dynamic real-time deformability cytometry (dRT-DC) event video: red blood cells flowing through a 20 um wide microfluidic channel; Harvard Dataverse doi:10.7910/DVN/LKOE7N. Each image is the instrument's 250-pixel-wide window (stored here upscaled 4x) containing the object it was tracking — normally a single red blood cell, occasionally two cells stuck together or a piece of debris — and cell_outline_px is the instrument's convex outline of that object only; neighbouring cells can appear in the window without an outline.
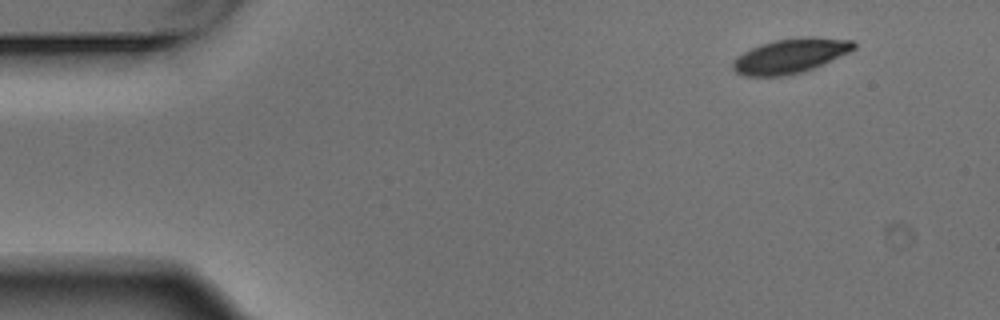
{"species": "Egyptian fruit bat (a non-hibernating species)", "species_latin": "Rousettus aegyptiacus", "temperature_condition": "warm", "stored_images_in_passage": 5, "segment_of_instrument_passage": [2, 2], "camera_frame_rate_fps": 3000, "um_per_image_px": 0.085, "animal": {"sex": "male"}, "frame": {"image": 1, "passage_image": 5, "time_ms": 1.333, "image_size_px": [1000, 320], "cell_outline_px": [[856, 48], [848, 52], [804, 72], [784, 76], [744, 76], [736, 72], [732, 68], [732, 60], [736, 56], [760, 44], [776, 40], [800, 36], [812, 36], [852, 40], [856, 44]], "centroid_in_image_um": [67.15, 4.74], "position_along_channel_um": 17.8, "area_um2": 24.45}}